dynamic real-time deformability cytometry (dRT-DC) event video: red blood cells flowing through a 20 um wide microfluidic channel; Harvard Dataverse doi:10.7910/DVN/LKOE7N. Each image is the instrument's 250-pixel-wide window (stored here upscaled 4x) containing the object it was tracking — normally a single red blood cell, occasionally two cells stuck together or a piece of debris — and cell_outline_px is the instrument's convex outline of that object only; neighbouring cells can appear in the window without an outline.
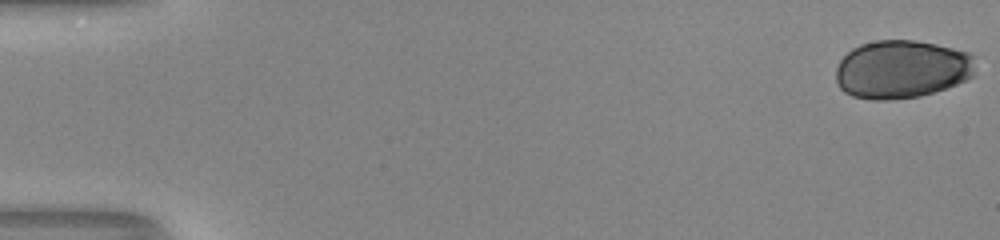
{"species": "human", "species_latin": "Homo sapiens", "temperature_condition": "room temperature", "stored_images_in_passage": 53, "camera_frame_rate_fps": 3000, "um_per_image_px": 0.085, "donor": {"sex": "male"}, "frame": {"image": 1, "passage_image": 1, "time_ms": 0.0, "image_size_px": [1000, 240], "cell_outline_px": [[972, 76], [956, 84], [920, 96], [884, 100], [872, 100], [852, 96], [844, 92], [836, 84], [836, 68], [840, 60], [852, 48], [860, 44], [876, 40], [916, 40], [936, 44], [968, 52], [972, 56]], "centroid_in_image_um": [76.57, 5.88], "position_along_channel_um": 8.4, "area_um2": 47.16}}
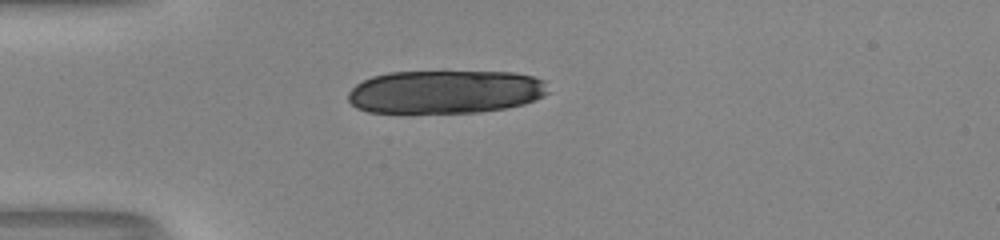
{"frame": {"image": 2, "passage_image": 16, "time_ms": 5.0, "image_size_px": [1000, 240], "cell_outline_px": [[548, 92], [544, 96], [524, 104], [504, 108], [480, 112], [368, 112], [356, 108], [348, 100], [348, 92], [356, 84], [372, 76], [388, 72], [512, 72], [532, 76], [544, 80]], "centroid_in_image_um": [37.84, 7.8], "position_along_channel_um": 47.2, "area_um2": 50.4}}